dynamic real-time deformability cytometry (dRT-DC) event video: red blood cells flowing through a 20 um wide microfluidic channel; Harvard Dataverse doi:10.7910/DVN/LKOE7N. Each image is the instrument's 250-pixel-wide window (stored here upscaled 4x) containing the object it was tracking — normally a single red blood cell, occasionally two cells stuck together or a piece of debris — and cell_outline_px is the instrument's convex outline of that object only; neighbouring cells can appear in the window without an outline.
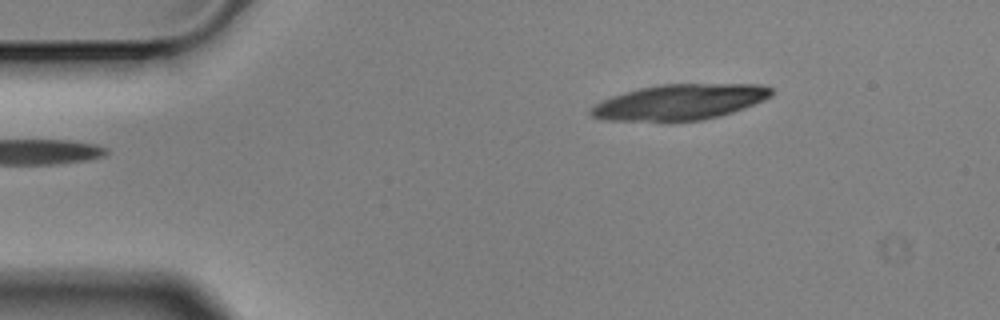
{"species": "Egyptian fruit bat (a non-hibernating species)", "species_latin": "Rousettus aegyptiacus", "temperature_condition": "cold", "stored_images_in_passage": 3, "camera_frame_rate_fps": 3000, "um_per_image_px": 0.085, "animal": {"sex": "male"}, "frame": {"image": 1, "passage_image": 1, "time_ms": 0.0, "image_size_px": [1000, 320], "cell_outline_px": [[772, 96], [764, 100], [732, 112], [704, 120], [608, 120], [592, 116], [588, 112], [596, 104], [612, 96], [624, 92], [656, 84], [760, 84], [772, 88]], "centroid_in_image_um": [57.81, 8.65], "position_along_channel_um": 27.2, "area_um2": 36.93}}